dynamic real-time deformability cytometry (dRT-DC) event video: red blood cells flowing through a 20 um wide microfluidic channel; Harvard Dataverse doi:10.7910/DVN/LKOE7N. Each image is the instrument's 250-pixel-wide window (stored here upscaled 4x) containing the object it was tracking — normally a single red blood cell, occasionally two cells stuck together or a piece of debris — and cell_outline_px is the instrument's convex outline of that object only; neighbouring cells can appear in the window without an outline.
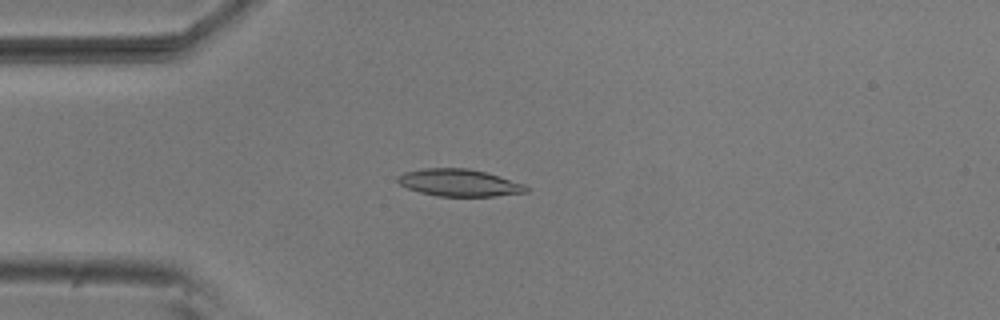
{"species": "common noctule bat (a hibernating species)", "species_latin": "Nyctalus noctula", "temperature_condition": "room temperature", "stored_images_in_passage": 6, "camera_frame_rate_fps": 3000, "um_per_image_px": 0.085, "animal": {"sex": "male", "body_mass_g": 20.5, "forearm_length_mm": 52.5}, "frame": {"image": 1, "passage_image": 4, "time_ms": 1.0, "image_size_px": [1000, 320], "cell_outline_px": [[528, 192], [496, 196], [436, 196], [420, 192], [408, 188], [400, 184], [396, 180], [396, 176], [404, 172], [424, 168], [468, 168], [500, 176], [524, 184], [528, 188]], "centroid_in_image_um": [39.01, 15.53], "position_along_channel_um": 46.0, "area_um2": 20.35}}
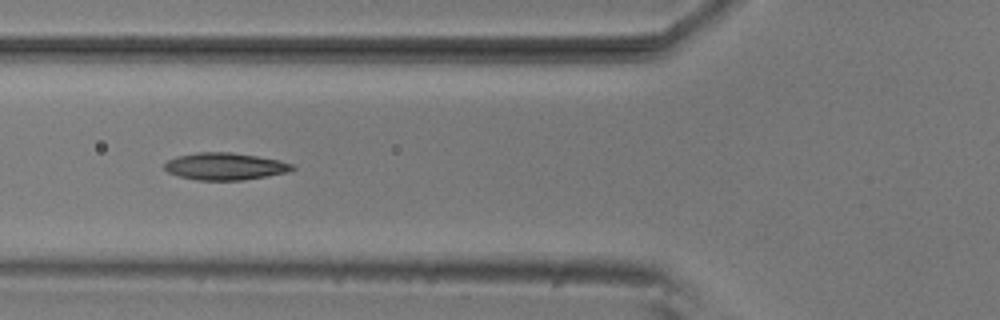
{"frame": {"image": 2, "passage_image": 6, "time_ms": 1.667, "image_size_px": [1000, 320], "cell_outline_px": [[296, 168], [288, 172], [268, 176], [244, 180], [196, 180], [180, 176], [168, 172], [164, 168], [164, 164], [168, 160], [176, 156], [200, 152], [232, 152], [280, 160], [292, 164]], "centroid_in_image_um": [19.14, 14.14], "position_along_channel_um": 106.7, "area_um2": 20.23}}